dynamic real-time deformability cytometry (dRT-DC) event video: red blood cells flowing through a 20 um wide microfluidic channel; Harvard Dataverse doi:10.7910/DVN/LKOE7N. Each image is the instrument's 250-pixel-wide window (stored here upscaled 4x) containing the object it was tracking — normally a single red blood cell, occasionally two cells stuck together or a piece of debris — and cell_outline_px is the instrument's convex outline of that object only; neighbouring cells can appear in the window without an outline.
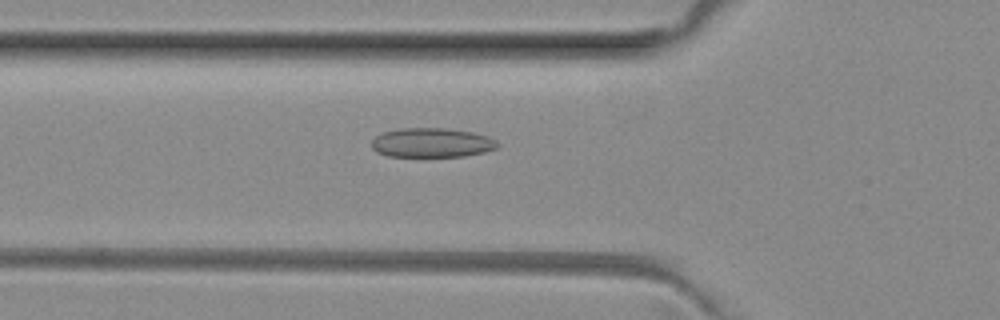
{"species": "common noctule bat (a hibernating species)", "species_latin": "Nyctalus noctula", "temperature_condition": "room temperature", "stored_images_in_passage": 50, "camera_frame_rate_fps": 3000, "um_per_image_px": 0.085, "animal": {"sex": "female", "body_mass_g": 29.2, "forearm_length_mm": 56.3}, "frame": {"image": 1, "passage_image": 17, "time_ms": 5.333, "image_size_px": [1000, 320], "cell_outline_px": [[500, 148], [484, 152], [464, 156], [388, 156], [376, 152], [372, 148], [372, 140], [376, 136], [384, 132], [400, 128], [448, 128], [472, 132], [488, 136], [496, 140], [500, 144]], "centroid_in_image_um": [36.74, 12.12], "position_along_channel_um": 89.1, "area_um2": 21.68}}
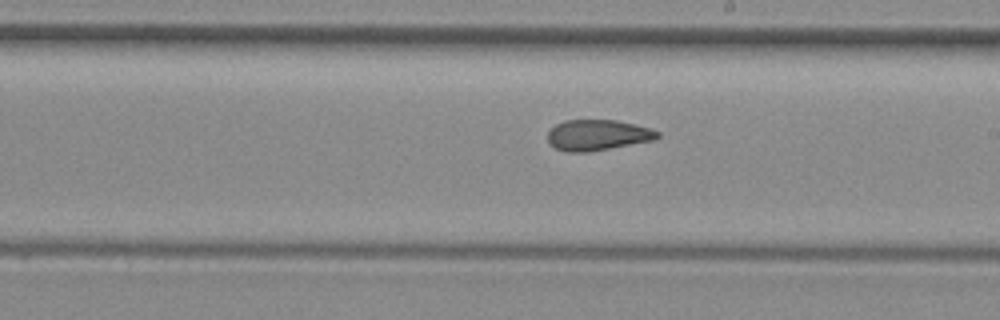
{"frame": {"image": 2, "passage_image": 28, "time_ms": 9.0, "image_size_px": [1000, 320], "cell_outline_px": [[660, 136], [656, 140], [588, 152], [564, 152], [556, 148], [548, 140], [548, 132], [556, 124], [564, 120], [616, 120], [636, 124], [652, 128], [660, 132]], "centroid_in_image_um": [50.85, 11.48], "position_along_channel_um": 238.2, "area_um2": 19.83}}
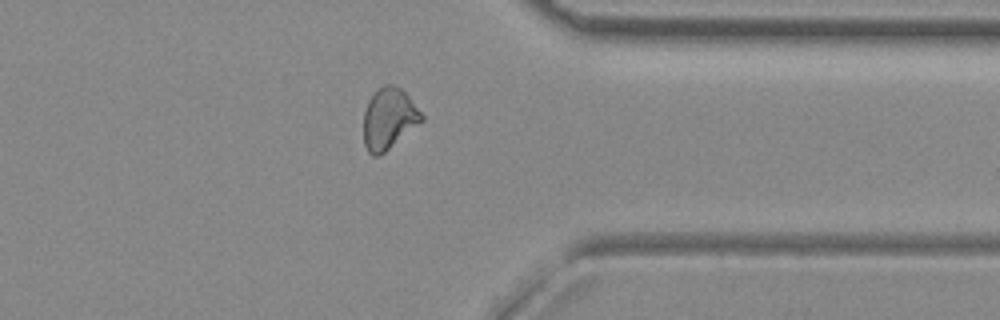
{"frame": {"image": 3, "passage_image": 39, "time_ms": 12.667, "image_size_px": [1000, 320], "cell_outline_px": [[424, 120], [380, 156], [372, 156], [368, 152], [364, 144], [364, 112], [368, 100], [384, 84], [392, 84], [400, 88], [408, 96], [424, 116]], "centroid_in_image_um": [33.05, 10.11], "position_along_channel_um": 378.4, "area_um2": 20.52}, "authors_computed_cell_mechanics": {"area_um2": 20.7791, "velocity_mm_per_s": 4.0541, "shape_relaxation_time_tau1_ms": null, "shape_relaxation_time_tau2_ms": 2.1825, "deformation_change_tau1": null, "deformation_change_tau2": 0.089}}